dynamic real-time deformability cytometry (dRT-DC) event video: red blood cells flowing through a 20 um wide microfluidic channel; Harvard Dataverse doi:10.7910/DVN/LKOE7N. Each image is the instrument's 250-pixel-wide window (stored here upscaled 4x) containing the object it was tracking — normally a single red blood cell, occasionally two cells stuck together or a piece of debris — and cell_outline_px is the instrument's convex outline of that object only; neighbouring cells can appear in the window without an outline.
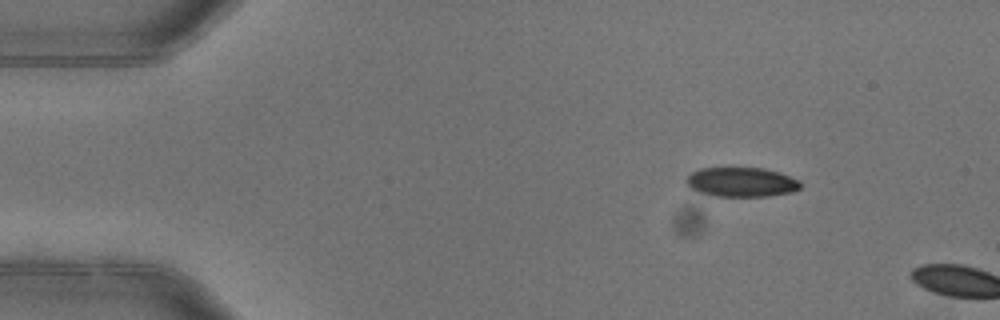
{"species": "common noctule bat (a hibernating species)", "species_latin": "Nyctalus noctula", "temperature_condition": "warm", "stored_images_in_passage": 2, "camera_frame_rate_fps": 3000, "um_per_image_px": 0.085, "animal": {"sex": "female"}, "frame": {"image": 1, "passage_image": 1, "time_ms": 0.0, "image_size_px": [1000, 320], "cell_outline_px": [[800, 188], [792, 192], [768, 196], [716, 196], [700, 192], [692, 188], [684, 180], [692, 172], [700, 168], [732, 164], [764, 168], [780, 172], [800, 180]], "centroid_in_image_um": [63.01, 15.41], "position_along_channel_um": 22.0, "area_um2": 20.46}}